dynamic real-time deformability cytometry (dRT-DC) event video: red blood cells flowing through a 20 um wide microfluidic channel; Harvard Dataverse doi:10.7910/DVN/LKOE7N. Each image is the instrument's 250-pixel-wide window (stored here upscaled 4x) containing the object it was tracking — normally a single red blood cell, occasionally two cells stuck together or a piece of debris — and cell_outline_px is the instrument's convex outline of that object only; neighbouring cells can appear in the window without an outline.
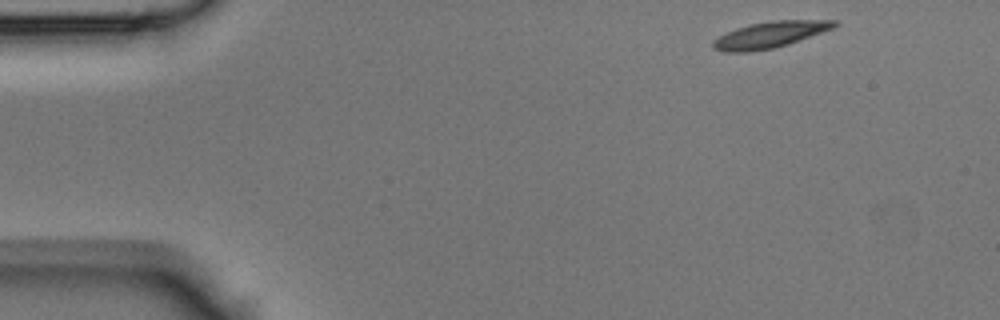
{"species": "Egyptian fruit bat (a non-hibernating species)", "species_latin": "Rousettus aegyptiacus", "temperature_condition": "room temperature", "stored_images_in_passage": 43, "camera_frame_rate_fps": 3000, "um_per_image_px": 0.085, "animal": {"sex": "male"}, "frame": {"image": 1, "passage_image": 1, "time_ms": 0.0, "image_size_px": [1000, 320], "cell_outline_px": [[840, 24], [832, 28], [788, 44], [776, 48], [748, 52], [720, 52], [712, 48], [712, 40], [736, 28], [748, 24], [772, 20], [836, 20]], "centroid_in_image_um": [65.4, 2.96], "position_along_channel_um": 19.6, "area_um2": 18.61}}
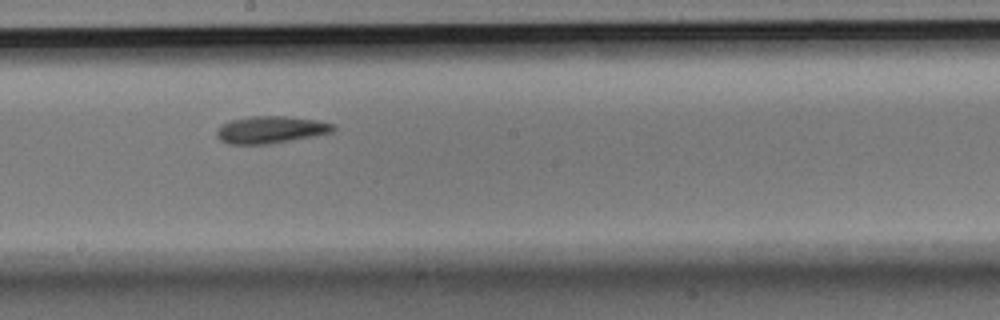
{"frame": {"image": 2, "passage_image": 22, "time_ms": 7.0, "image_size_px": [1000, 320], "cell_outline_px": [[336, 128], [332, 132], [316, 136], [268, 144], [228, 144], [220, 140], [216, 136], [216, 128], [220, 124], [232, 120], [248, 116], [284, 116], [316, 120], [336, 124]], "centroid_in_image_um": [22.99, 11.02], "position_along_channel_um": 225.2, "area_um2": 18.67}}
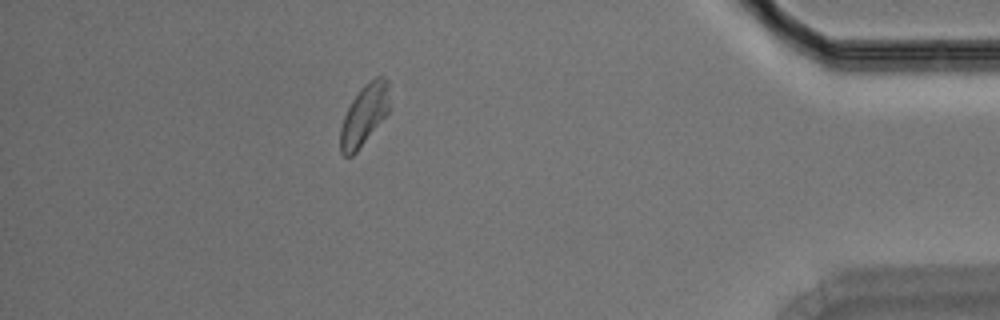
{"frame": {"image": 3, "passage_image": 38, "time_ms": 12.333, "image_size_px": [1000, 320], "cell_outline_px": [[392, 108], [356, 152], [352, 156], [344, 156], [340, 152], [340, 128], [344, 116], [352, 100], [364, 84], [376, 76], [384, 76], [388, 80]], "centroid_in_image_um": [31.0, 9.73], "position_along_channel_um": 404.2, "area_um2": 17.69}}